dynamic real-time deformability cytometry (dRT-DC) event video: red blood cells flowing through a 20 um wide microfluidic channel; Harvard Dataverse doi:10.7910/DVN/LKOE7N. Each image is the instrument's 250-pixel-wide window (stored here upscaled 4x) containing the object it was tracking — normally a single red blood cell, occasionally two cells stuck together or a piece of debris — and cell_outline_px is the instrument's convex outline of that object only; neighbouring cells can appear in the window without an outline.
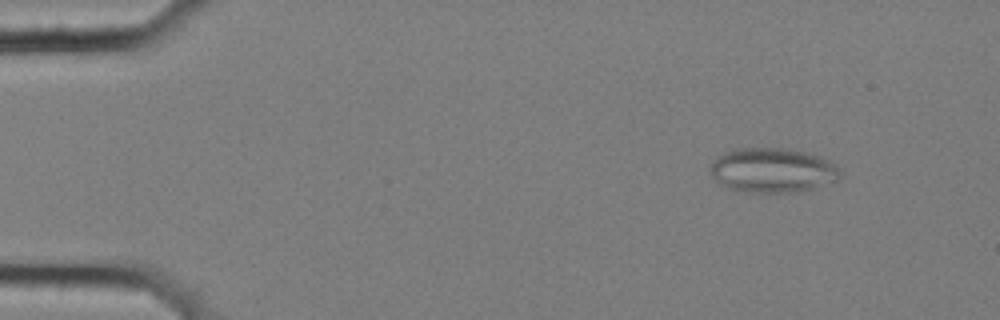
{"species": "common noctule bat (a hibernating species)", "species_latin": "Nyctalus noctula", "temperature_condition": "cold", "stored_images_in_passage": 4, "camera_frame_rate_fps": 3000, "um_per_image_px": 0.085, "animal": {"sex": "female", "body_mass_g": 25.1}, "frame": {"image": 1, "passage_image": 2, "time_ms": 0.333, "image_size_px": [1000, 320], "cell_outline_px": [[840, 176], [836, 180], [800, 192], [736, 192], [720, 184], [712, 176], [708, 168], [724, 152], [732, 148], [784, 148], [804, 152], [820, 156], [828, 160], [840, 172]], "centroid_in_image_um": [65.61, 14.48], "position_along_channel_um": 19.4, "area_um2": 33.64}}